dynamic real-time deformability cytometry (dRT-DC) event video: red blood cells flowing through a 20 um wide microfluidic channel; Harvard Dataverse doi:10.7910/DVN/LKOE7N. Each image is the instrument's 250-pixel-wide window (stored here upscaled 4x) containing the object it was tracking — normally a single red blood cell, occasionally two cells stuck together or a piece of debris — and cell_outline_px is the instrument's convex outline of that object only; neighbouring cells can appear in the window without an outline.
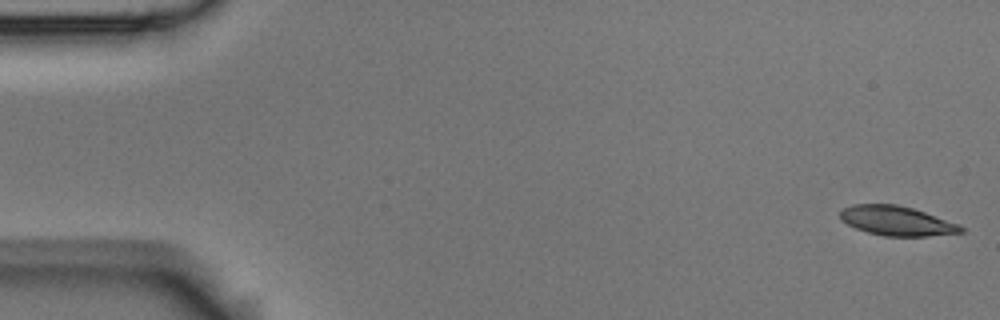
{"species": "Egyptian fruit bat (a non-hibernating species)", "species_latin": "Rousettus aegyptiacus", "temperature_condition": "room temperature", "stored_images_in_passage": 5, "camera_frame_rate_fps": 3000, "um_per_image_px": 0.085, "animal": {"sex": "male"}, "frame": {"image": 1, "passage_image": 1, "time_ms": 0.0, "image_size_px": [1000, 320], "cell_outline_px": [[964, 232], [928, 236], [884, 236], [868, 232], [856, 228], [840, 220], [840, 212], [844, 208], [852, 204], [896, 204], [912, 208], [960, 224], [964, 228]], "centroid_in_image_um": [76.23, 18.77], "position_along_channel_um": 8.8, "area_um2": 20.69}}
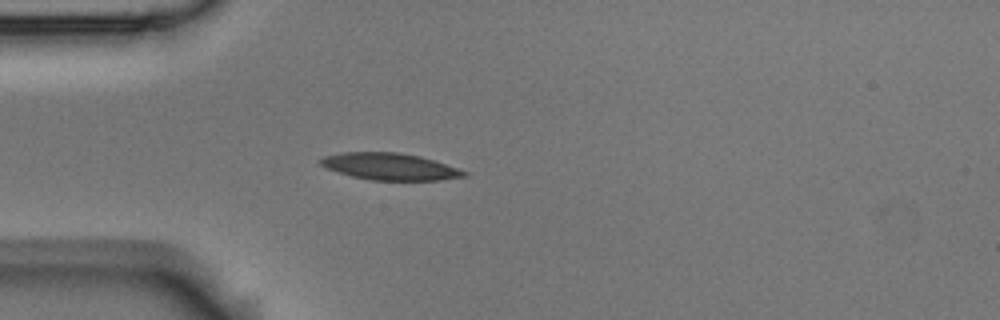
{"frame": {"image": 2, "passage_image": 5, "time_ms": 1.333, "image_size_px": [1000, 320], "cell_outline_px": [[468, 176], [440, 180], [368, 180], [336, 172], [324, 168], [320, 164], [320, 160], [324, 156], [344, 152], [400, 152], [420, 156], [468, 172]], "centroid_in_image_um": [33.1, 14.16], "position_along_channel_um": 51.9, "area_um2": 22.43}}